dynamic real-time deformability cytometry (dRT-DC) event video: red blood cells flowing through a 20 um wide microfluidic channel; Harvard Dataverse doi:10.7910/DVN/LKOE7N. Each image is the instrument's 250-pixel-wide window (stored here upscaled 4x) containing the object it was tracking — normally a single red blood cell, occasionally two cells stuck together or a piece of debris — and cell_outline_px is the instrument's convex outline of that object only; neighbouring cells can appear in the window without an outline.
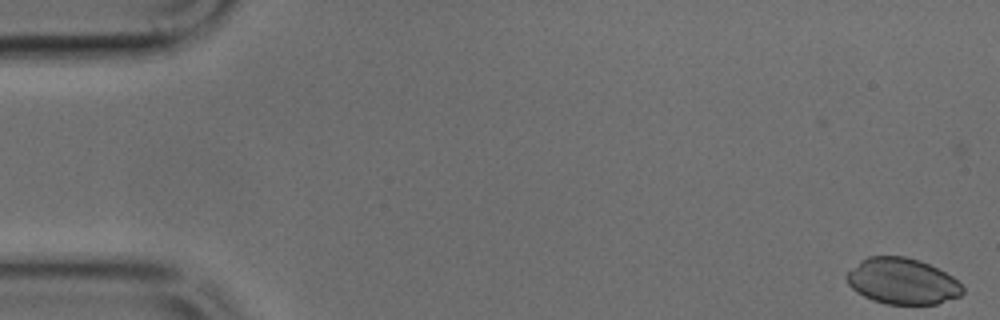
{"species": "common noctule bat (a hibernating species)", "species_latin": "Nyctalus noctula", "temperature_condition": "cold", "stored_images_in_passage": 7, "camera_frame_rate_fps": 3000, "um_per_image_px": 0.085, "animal": {"sex": "male", "body_mass_g": 17.9, "forearm_length_mm": 54.2}, "frame": {"image": 1, "passage_image": 2, "time_ms": 0.333, "image_size_px": [1000, 320], "cell_outline_px": [[964, 292], [960, 296], [936, 304], [888, 304], [872, 300], [856, 292], [848, 284], [844, 276], [860, 260], [868, 256], [904, 256], [920, 260], [952, 276], [964, 288]], "centroid_in_image_um": [76.67, 23.9], "position_along_channel_um": 8.3, "area_um2": 31.1}}